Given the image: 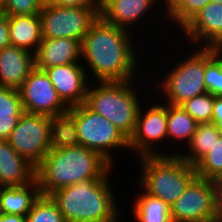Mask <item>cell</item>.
I'll return each mask as SVG.
<instances>
[{"instance_id": "6da1fadb", "label": "cell", "mask_w": 222, "mask_h": 222, "mask_svg": "<svg viewBox=\"0 0 222 222\" xmlns=\"http://www.w3.org/2000/svg\"><path fill=\"white\" fill-rule=\"evenodd\" d=\"M131 33L98 17L81 43V63H85L83 67L88 78L96 82H123L135 80L136 76L139 78L141 71L138 68L143 67L139 63L143 60L139 61L140 55L134 49L139 40H134L135 36Z\"/></svg>"}, {"instance_id": "7a4b0ae2", "label": "cell", "mask_w": 222, "mask_h": 222, "mask_svg": "<svg viewBox=\"0 0 222 222\" xmlns=\"http://www.w3.org/2000/svg\"><path fill=\"white\" fill-rule=\"evenodd\" d=\"M114 166L99 152L82 145L51 149L35 169L41 195L88 179L106 178Z\"/></svg>"}, {"instance_id": "3957f363", "label": "cell", "mask_w": 222, "mask_h": 222, "mask_svg": "<svg viewBox=\"0 0 222 222\" xmlns=\"http://www.w3.org/2000/svg\"><path fill=\"white\" fill-rule=\"evenodd\" d=\"M110 176L81 181L50 195L66 222H121Z\"/></svg>"}, {"instance_id": "277c9868", "label": "cell", "mask_w": 222, "mask_h": 222, "mask_svg": "<svg viewBox=\"0 0 222 222\" xmlns=\"http://www.w3.org/2000/svg\"><path fill=\"white\" fill-rule=\"evenodd\" d=\"M137 80L136 78L123 82L93 81L88 86L84 103L90 110L108 119L128 139L135 130L139 109L144 105L141 103L143 98L139 97V92L143 90L139 89L140 86L135 87L138 84Z\"/></svg>"}, {"instance_id": "5b68a950", "label": "cell", "mask_w": 222, "mask_h": 222, "mask_svg": "<svg viewBox=\"0 0 222 222\" xmlns=\"http://www.w3.org/2000/svg\"><path fill=\"white\" fill-rule=\"evenodd\" d=\"M140 173L135 184L145 193L159 198L171 207L197 177L193 165L179 155L138 157ZM140 180V181H139Z\"/></svg>"}, {"instance_id": "8992f818", "label": "cell", "mask_w": 222, "mask_h": 222, "mask_svg": "<svg viewBox=\"0 0 222 222\" xmlns=\"http://www.w3.org/2000/svg\"><path fill=\"white\" fill-rule=\"evenodd\" d=\"M181 54V60L174 61V66L166 65L169 70L164 67V78L159 77V83L155 87L158 92L162 90L158 98L162 97L161 100L166 104L180 105L188 99L207 93L204 80L205 47H197L188 53L189 56ZM166 70L170 72L164 73Z\"/></svg>"}, {"instance_id": "52a82bcc", "label": "cell", "mask_w": 222, "mask_h": 222, "mask_svg": "<svg viewBox=\"0 0 222 222\" xmlns=\"http://www.w3.org/2000/svg\"><path fill=\"white\" fill-rule=\"evenodd\" d=\"M69 112L75 117L80 145L99 152L112 165L115 164V150L129 151V139L108 119L85 104L70 107Z\"/></svg>"}, {"instance_id": "ba28073f", "label": "cell", "mask_w": 222, "mask_h": 222, "mask_svg": "<svg viewBox=\"0 0 222 222\" xmlns=\"http://www.w3.org/2000/svg\"><path fill=\"white\" fill-rule=\"evenodd\" d=\"M100 7H65L43 3L39 13L43 39L68 38L82 43L98 19Z\"/></svg>"}, {"instance_id": "9c48e42d", "label": "cell", "mask_w": 222, "mask_h": 222, "mask_svg": "<svg viewBox=\"0 0 222 222\" xmlns=\"http://www.w3.org/2000/svg\"><path fill=\"white\" fill-rule=\"evenodd\" d=\"M157 96H154L156 97V102L155 100L153 102L151 100V103L144 101L145 104L147 103L144 106L149 107L145 108L141 105L135 130L129 138V150L135 152L134 155L135 157L137 155V160L138 157L143 156L175 155V151L171 149L168 152L161 149L160 143L162 141L167 142V104L163 101L161 102V99ZM157 99L160 101L158 100L157 102Z\"/></svg>"}, {"instance_id": "30bf717a", "label": "cell", "mask_w": 222, "mask_h": 222, "mask_svg": "<svg viewBox=\"0 0 222 222\" xmlns=\"http://www.w3.org/2000/svg\"><path fill=\"white\" fill-rule=\"evenodd\" d=\"M7 140L36 168L51 150L50 116L24 112Z\"/></svg>"}, {"instance_id": "8fae6325", "label": "cell", "mask_w": 222, "mask_h": 222, "mask_svg": "<svg viewBox=\"0 0 222 222\" xmlns=\"http://www.w3.org/2000/svg\"><path fill=\"white\" fill-rule=\"evenodd\" d=\"M175 222H213L215 188L212 180L196 177L170 207Z\"/></svg>"}, {"instance_id": "7c38bea8", "label": "cell", "mask_w": 222, "mask_h": 222, "mask_svg": "<svg viewBox=\"0 0 222 222\" xmlns=\"http://www.w3.org/2000/svg\"><path fill=\"white\" fill-rule=\"evenodd\" d=\"M18 90L25 112L51 117L69 111L44 70L35 67Z\"/></svg>"}, {"instance_id": "4fadbf2b", "label": "cell", "mask_w": 222, "mask_h": 222, "mask_svg": "<svg viewBox=\"0 0 222 222\" xmlns=\"http://www.w3.org/2000/svg\"><path fill=\"white\" fill-rule=\"evenodd\" d=\"M181 31L183 33L180 31L179 33L184 35L188 46L191 45L193 49L196 47L222 49V4L209 2Z\"/></svg>"}, {"instance_id": "5bb4252c", "label": "cell", "mask_w": 222, "mask_h": 222, "mask_svg": "<svg viewBox=\"0 0 222 222\" xmlns=\"http://www.w3.org/2000/svg\"><path fill=\"white\" fill-rule=\"evenodd\" d=\"M43 70L61 100L69 108L85 103L90 79L81 63L59 65Z\"/></svg>"}, {"instance_id": "9a60e30c", "label": "cell", "mask_w": 222, "mask_h": 222, "mask_svg": "<svg viewBox=\"0 0 222 222\" xmlns=\"http://www.w3.org/2000/svg\"><path fill=\"white\" fill-rule=\"evenodd\" d=\"M157 3V4H156ZM161 6L163 1L161 0H100V17L107 23L122 27L127 30H137V26L143 28L140 25L142 21H146L150 16V11L157 10L156 5ZM162 3V4H161ZM151 9V10H150ZM145 16H147L145 18ZM142 20V21H141ZM139 25H138V24ZM133 27L135 29H133Z\"/></svg>"}, {"instance_id": "2e32d148", "label": "cell", "mask_w": 222, "mask_h": 222, "mask_svg": "<svg viewBox=\"0 0 222 222\" xmlns=\"http://www.w3.org/2000/svg\"><path fill=\"white\" fill-rule=\"evenodd\" d=\"M34 68L32 52L13 45L0 50V86L18 90Z\"/></svg>"}, {"instance_id": "e0dca14e", "label": "cell", "mask_w": 222, "mask_h": 222, "mask_svg": "<svg viewBox=\"0 0 222 222\" xmlns=\"http://www.w3.org/2000/svg\"><path fill=\"white\" fill-rule=\"evenodd\" d=\"M35 56V67L46 69L54 66L80 63L81 42L68 38L43 39Z\"/></svg>"}, {"instance_id": "ac0fdd59", "label": "cell", "mask_w": 222, "mask_h": 222, "mask_svg": "<svg viewBox=\"0 0 222 222\" xmlns=\"http://www.w3.org/2000/svg\"><path fill=\"white\" fill-rule=\"evenodd\" d=\"M35 167L8 140L0 139V187L23 186L35 179Z\"/></svg>"}, {"instance_id": "d6986e66", "label": "cell", "mask_w": 222, "mask_h": 222, "mask_svg": "<svg viewBox=\"0 0 222 222\" xmlns=\"http://www.w3.org/2000/svg\"><path fill=\"white\" fill-rule=\"evenodd\" d=\"M10 43L35 54L43 40L39 14L8 16Z\"/></svg>"}, {"instance_id": "ffe728a7", "label": "cell", "mask_w": 222, "mask_h": 222, "mask_svg": "<svg viewBox=\"0 0 222 222\" xmlns=\"http://www.w3.org/2000/svg\"><path fill=\"white\" fill-rule=\"evenodd\" d=\"M40 195L41 191L36 178L23 186L0 187L3 214L26 216Z\"/></svg>"}, {"instance_id": "44dd1931", "label": "cell", "mask_w": 222, "mask_h": 222, "mask_svg": "<svg viewBox=\"0 0 222 222\" xmlns=\"http://www.w3.org/2000/svg\"><path fill=\"white\" fill-rule=\"evenodd\" d=\"M198 122L194 120L180 105L167 104V141H175L174 145H179L177 148L180 152L186 149L192 135L196 131ZM181 143H183L181 145Z\"/></svg>"}, {"instance_id": "7402d4cb", "label": "cell", "mask_w": 222, "mask_h": 222, "mask_svg": "<svg viewBox=\"0 0 222 222\" xmlns=\"http://www.w3.org/2000/svg\"><path fill=\"white\" fill-rule=\"evenodd\" d=\"M221 131L215 126L214 123H198L196 131L192 135L189 144L186 146V150L181 152H175V155H179L183 160L190 165H195L214 145L215 141L221 136Z\"/></svg>"}, {"instance_id": "603a6c76", "label": "cell", "mask_w": 222, "mask_h": 222, "mask_svg": "<svg viewBox=\"0 0 222 222\" xmlns=\"http://www.w3.org/2000/svg\"><path fill=\"white\" fill-rule=\"evenodd\" d=\"M24 112L19 90L0 86V139L9 138Z\"/></svg>"}, {"instance_id": "cb8c5ba5", "label": "cell", "mask_w": 222, "mask_h": 222, "mask_svg": "<svg viewBox=\"0 0 222 222\" xmlns=\"http://www.w3.org/2000/svg\"><path fill=\"white\" fill-rule=\"evenodd\" d=\"M50 141L54 150L80 145L75 117L69 111L50 117Z\"/></svg>"}, {"instance_id": "d4e9b609", "label": "cell", "mask_w": 222, "mask_h": 222, "mask_svg": "<svg viewBox=\"0 0 222 222\" xmlns=\"http://www.w3.org/2000/svg\"><path fill=\"white\" fill-rule=\"evenodd\" d=\"M138 197L134 198L133 217L136 222H171L170 207L159 198L145 193L141 188Z\"/></svg>"}, {"instance_id": "484cf974", "label": "cell", "mask_w": 222, "mask_h": 222, "mask_svg": "<svg viewBox=\"0 0 222 222\" xmlns=\"http://www.w3.org/2000/svg\"><path fill=\"white\" fill-rule=\"evenodd\" d=\"M164 4L160 7L164 12L163 21L167 20L182 30L199 12L204 8L210 0H162ZM165 9H163V8ZM178 25V26H177Z\"/></svg>"}, {"instance_id": "4316f807", "label": "cell", "mask_w": 222, "mask_h": 222, "mask_svg": "<svg viewBox=\"0 0 222 222\" xmlns=\"http://www.w3.org/2000/svg\"><path fill=\"white\" fill-rule=\"evenodd\" d=\"M204 80L207 92L222 97V49L205 47Z\"/></svg>"}, {"instance_id": "83f0119b", "label": "cell", "mask_w": 222, "mask_h": 222, "mask_svg": "<svg viewBox=\"0 0 222 222\" xmlns=\"http://www.w3.org/2000/svg\"><path fill=\"white\" fill-rule=\"evenodd\" d=\"M194 168L199 178L213 180L216 176L222 175V134Z\"/></svg>"}, {"instance_id": "f1b7e54d", "label": "cell", "mask_w": 222, "mask_h": 222, "mask_svg": "<svg viewBox=\"0 0 222 222\" xmlns=\"http://www.w3.org/2000/svg\"><path fill=\"white\" fill-rule=\"evenodd\" d=\"M26 222H66L56 202L46 195H40L26 215Z\"/></svg>"}, {"instance_id": "f546056e", "label": "cell", "mask_w": 222, "mask_h": 222, "mask_svg": "<svg viewBox=\"0 0 222 222\" xmlns=\"http://www.w3.org/2000/svg\"><path fill=\"white\" fill-rule=\"evenodd\" d=\"M214 96L207 92L195 96L180 104V106L198 123H211Z\"/></svg>"}, {"instance_id": "4dcf8cb0", "label": "cell", "mask_w": 222, "mask_h": 222, "mask_svg": "<svg viewBox=\"0 0 222 222\" xmlns=\"http://www.w3.org/2000/svg\"><path fill=\"white\" fill-rule=\"evenodd\" d=\"M42 6L41 0H5L0 12L8 16L39 14Z\"/></svg>"}, {"instance_id": "1f68e13d", "label": "cell", "mask_w": 222, "mask_h": 222, "mask_svg": "<svg viewBox=\"0 0 222 222\" xmlns=\"http://www.w3.org/2000/svg\"><path fill=\"white\" fill-rule=\"evenodd\" d=\"M51 3L65 7H100V0H53Z\"/></svg>"}, {"instance_id": "d6a6232c", "label": "cell", "mask_w": 222, "mask_h": 222, "mask_svg": "<svg viewBox=\"0 0 222 222\" xmlns=\"http://www.w3.org/2000/svg\"><path fill=\"white\" fill-rule=\"evenodd\" d=\"M11 45L8 15L0 12V50Z\"/></svg>"}, {"instance_id": "836d02e7", "label": "cell", "mask_w": 222, "mask_h": 222, "mask_svg": "<svg viewBox=\"0 0 222 222\" xmlns=\"http://www.w3.org/2000/svg\"><path fill=\"white\" fill-rule=\"evenodd\" d=\"M222 133V97L214 96L212 121Z\"/></svg>"}, {"instance_id": "e575fe53", "label": "cell", "mask_w": 222, "mask_h": 222, "mask_svg": "<svg viewBox=\"0 0 222 222\" xmlns=\"http://www.w3.org/2000/svg\"><path fill=\"white\" fill-rule=\"evenodd\" d=\"M212 182L215 188V200H222V175L216 176Z\"/></svg>"}, {"instance_id": "d590c367", "label": "cell", "mask_w": 222, "mask_h": 222, "mask_svg": "<svg viewBox=\"0 0 222 222\" xmlns=\"http://www.w3.org/2000/svg\"><path fill=\"white\" fill-rule=\"evenodd\" d=\"M0 222H26V216L3 214L0 218Z\"/></svg>"}, {"instance_id": "8d00e7d4", "label": "cell", "mask_w": 222, "mask_h": 222, "mask_svg": "<svg viewBox=\"0 0 222 222\" xmlns=\"http://www.w3.org/2000/svg\"><path fill=\"white\" fill-rule=\"evenodd\" d=\"M213 222H222V200H215V217Z\"/></svg>"}, {"instance_id": "74e56055", "label": "cell", "mask_w": 222, "mask_h": 222, "mask_svg": "<svg viewBox=\"0 0 222 222\" xmlns=\"http://www.w3.org/2000/svg\"><path fill=\"white\" fill-rule=\"evenodd\" d=\"M210 2H212V3H221L222 4V0H210Z\"/></svg>"}, {"instance_id": "f35d334b", "label": "cell", "mask_w": 222, "mask_h": 222, "mask_svg": "<svg viewBox=\"0 0 222 222\" xmlns=\"http://www.w3.org/2000/svg\"><path fill=\"white\" fill-rule=\"evenodd\" d=\"M3 215L2 206H1V200H0V218Z\"/></svg>"}, {"instance_id": "ab89813d", "label": "cell", "mask_w": 222, "mask_h": 222, "mask_svg": "<svg viewBox=\"0 0 222 222\" xmlns=\"http://www.w3.org/2000/svg\"><path fill=\"white\" fill-rule=\"evenodd\" d=\"M43 3H50L52 2L53 0H41Z\"/></svg>"}, {"instance_id": "60d3db41", "label": "cell", "mask_w": 222, "mask_h": 222, "mask_svg": "<svg viewBox=\"0 0 222 222\" xmlns=\"http://www.w3.org/2000/svg\"><path fill=\"white\" fill-rule=\"evenodd\" d=\"M5 2V0H0V7L2 6V4Z\"/></svg>"}]
</instances>
